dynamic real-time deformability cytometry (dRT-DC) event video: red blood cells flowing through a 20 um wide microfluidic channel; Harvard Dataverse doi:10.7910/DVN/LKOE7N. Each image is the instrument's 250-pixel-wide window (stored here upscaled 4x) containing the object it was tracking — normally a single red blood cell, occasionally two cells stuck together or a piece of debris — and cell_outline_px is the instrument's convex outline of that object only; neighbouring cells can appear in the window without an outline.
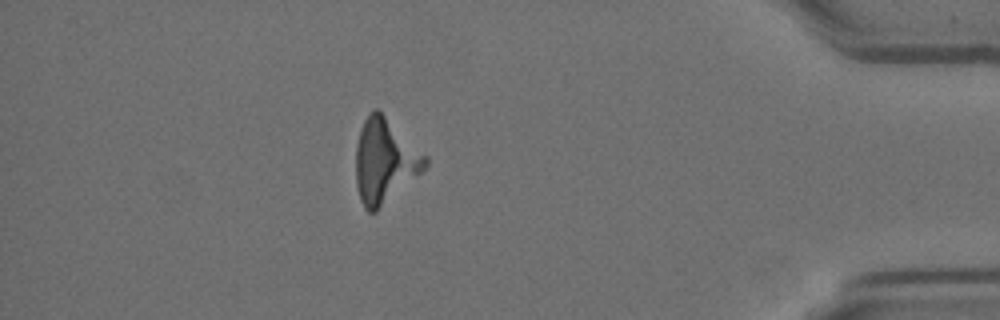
{"species": "Egyptian fruit bat (a non-hibernating species)", "species_latin": "Rousettus aegyptiacus", "temperature_condition": "room temperature", "stored_images_in_passage": 37, "camera_frame_rate_fps": 3000, "um_per_image_px": 0.085, "animal": {"sex": "female"}, "frame": {"image": 1, "passage_image": 35, "time_ms": 11.333, "image_size_px": [1000, 320], "cell_outline_px": [[428, 164], [420, 172], [376, 212], [368, 212], [364, 208], [360, 200], [356, 184], [356, 144], [360, 128], [364, 120], [376, 108], [428, 156]], "centroid_in_image_um": [32.68, 13.7], "position_along_channel_um": 402.5, "area_um2": 33.52}}